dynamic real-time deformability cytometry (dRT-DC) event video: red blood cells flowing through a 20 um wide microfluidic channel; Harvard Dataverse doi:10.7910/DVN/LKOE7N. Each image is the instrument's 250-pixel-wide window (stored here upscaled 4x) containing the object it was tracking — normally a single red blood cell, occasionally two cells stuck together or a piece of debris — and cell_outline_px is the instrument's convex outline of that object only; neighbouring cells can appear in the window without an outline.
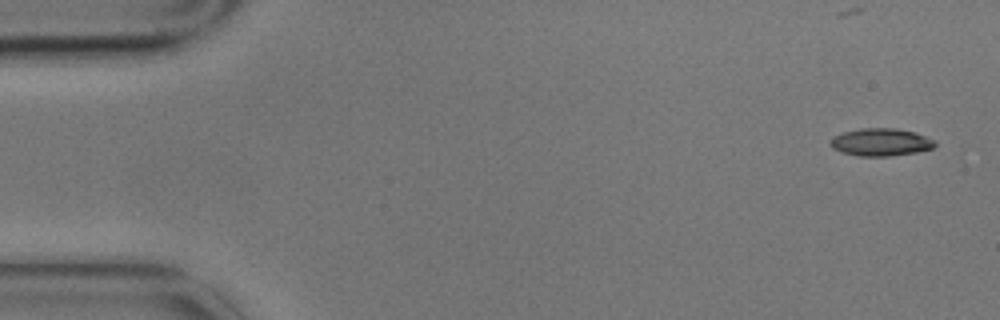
{"species": "common noctule bat (a hibernating species)", "species_latin": "Nyctalus noctula", "temperature_condition": "cold", "stored_images_in_passage": 4, "camera_frame_rate_fps": 3000, "um_per_image_px": 0.085, "animal": {"sex": "male", "body_mass_g": 17.9}, "frame": {"image": 1, "passage_image": 1, "time_ms": 0.0, "image_size_px": [1000, 320], "cell_outline_px": [[936, 144], [932, 148], [916, 152], [888, 156], [860, 156], [840, 152], [832, 148], [828, 144], [836, 136], [844, 132], [860, 128], [896, 128], [912, 132], [936, 140]], "centroid_in_image_um": [74.85, 12.09], "position_along_channel_um": 10.1, "area_um2": 16.65}}
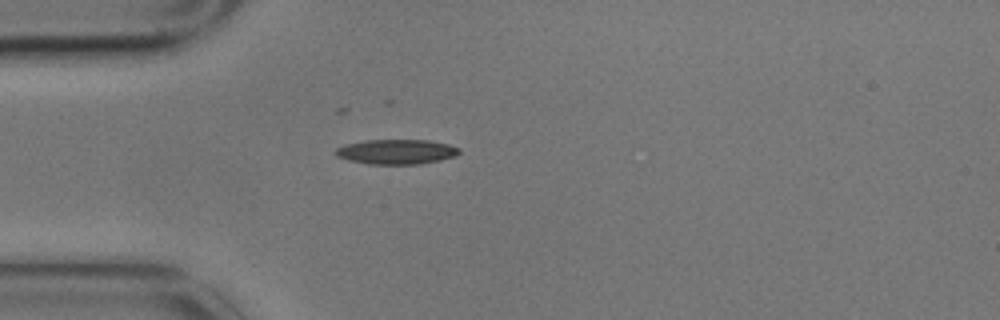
{"frame": {"image": 2, "passage_image": 4, "time_ms": 1.0, "image_size_px": [1000, 320], "cell_outline_px": [[460, 152], [456, 156], [440, 160], [420, 164], [368, 164], [348, 160], [336, 156], [332, 152], [336, 148], [344, 144], [364, 140], [428, 140], [448, 144], [460, 148]], "centroid_in_image_um": [33.66, 12.9], "position_along_channel_um": 51.3, "area_um2": 18.09}}